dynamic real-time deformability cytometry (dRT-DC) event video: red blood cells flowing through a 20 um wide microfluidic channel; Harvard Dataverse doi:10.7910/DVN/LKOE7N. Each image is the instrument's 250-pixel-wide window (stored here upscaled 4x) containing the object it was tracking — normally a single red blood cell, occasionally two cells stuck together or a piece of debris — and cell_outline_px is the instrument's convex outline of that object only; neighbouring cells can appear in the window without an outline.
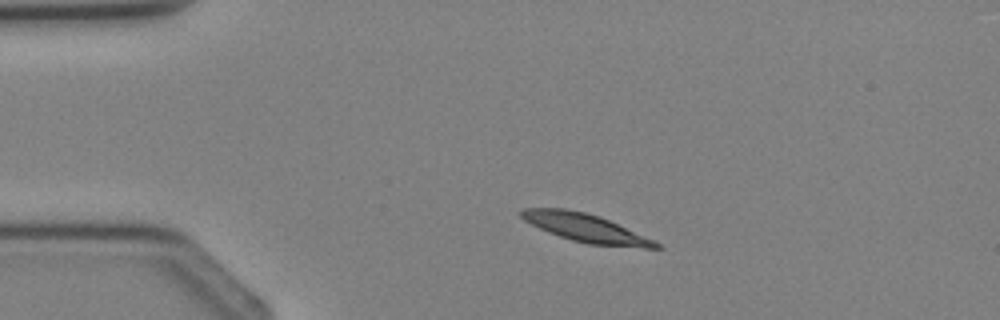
{"species": "Egyptian fruit bat (a non-hibernating species)", "species_latin": "Rousettus aegyptiacus", "temperature_condition": "cold", "stored_images_in_passage": 2, "camera_frame_rate_fps": 3000, "um_per_image_px": 0.085, "animal": {"sex": "female"}, "frame": {"image": 1, "passage_image": 1, "time_ms": 0.0, "image_size_px": [1000, 320], "cell_outline_px": [[664, 248], [644, 248], [588, 244], [572, 240], [548, 232], [524, 220], [520, 216], [520, 212], [524, 208], [564, 208], [584, 212], [600, 216], [652, 240], [660, 244]], "centroid_in_image_um": [49.75, 19.37], "position_along_channel_um": 35.2, "area_um2": 21.73}}